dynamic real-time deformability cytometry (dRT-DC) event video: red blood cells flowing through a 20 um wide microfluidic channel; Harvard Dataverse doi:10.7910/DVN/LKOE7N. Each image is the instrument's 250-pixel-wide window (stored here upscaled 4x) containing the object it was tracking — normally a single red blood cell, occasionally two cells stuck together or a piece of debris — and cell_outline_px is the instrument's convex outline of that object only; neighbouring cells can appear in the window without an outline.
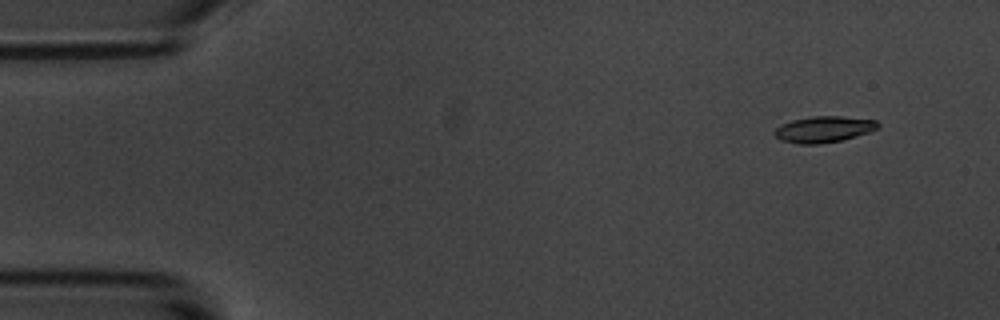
{"species": "common noctule bat (a hibernating species)", "species_latin": "Nyctalus noctula", "temperature_condition": "room temperature", "stored_images_in_passage": 5, "camera_frame_rate_fps": 3000, "um_per_image_px": 0.085, "animal": {"sex": "male", "body_mass_g": 20.1, "forearm_length_mm": 53.5}, "frame": {"image": 1, "passage_image": 1, "time_ms": 0.0, "image_size_px": [1000, 320], "cell_outline_px": [[880, 128], [868, 132], [840, 140], [820, 144], [800, 144], [780, 140], [772, 132], [780, 124], [792, 120], [812, 116], [840, 116], [876, 120], [880, 124]], "centroid_in_image_um": [70.0, 10.98], "position_along_channel_um": 15.0, "area_um2": 15.78}}
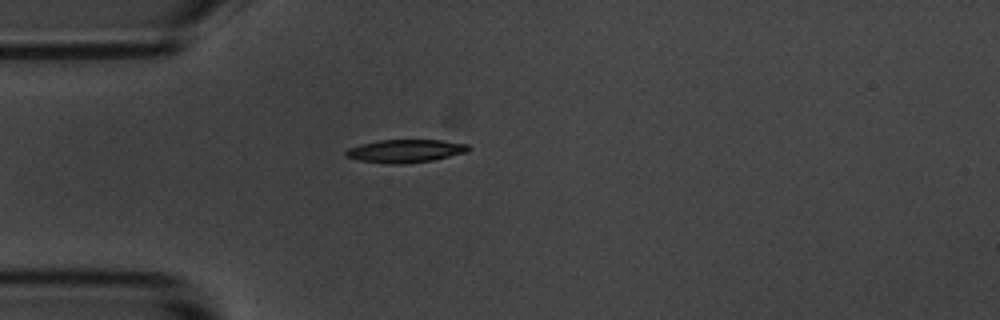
{"frame": {"image": 2, "passage_image": 4, "time_ms": 3.667, "image_size_px": [1000, 320], "cell_outline_px": [[472, 148], [468, 152], [432, 160], [404, 164], [388, 164], [360, 160], [344, 156], [344, 152], [348, 148], [360, 144], [380, 140], [440, 140], [468, 144]], "centroid_in_image_um": [34.46, 12.83], "position_along_channel_um": 50.5, "area_um2": 16.53}}